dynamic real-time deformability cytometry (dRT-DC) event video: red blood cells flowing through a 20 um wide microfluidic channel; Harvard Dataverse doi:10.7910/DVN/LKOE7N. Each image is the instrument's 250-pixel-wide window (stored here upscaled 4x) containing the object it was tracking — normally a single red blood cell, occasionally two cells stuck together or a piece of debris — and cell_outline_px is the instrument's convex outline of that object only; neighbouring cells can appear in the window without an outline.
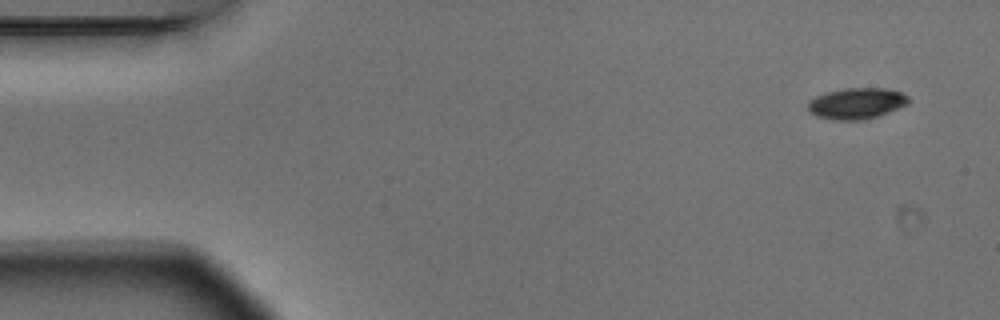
{"species": "Egyptian fruit bat (a non-hibernating species)", "species_latin": "Rousettus aegyptiacus", "temperature_condition": "warm", "stored_images_in_passage": 6, "camera_frame_rate_fps": 3000, "um_per_image_px": 0.085, "animal": {"sex": "male"}, "frame": {"image": 1, "passage_image": 1, "time_ms": 0.0, "image_size_px": [1000, 320], "cell_outline_px": [[912, 100], [908, 104], [900, 108], [876, 116], [860, 120], [832, 120], [816, 116], [808, 108], [808, 100], [816, 96], [828, 92], [844, 88], [888, 88], [900, 92], [908, 96]], "centroid_in_image_um": [72.84, 8.78], "position_along_channel_um": 12.2, "area_um2": 18.26}}
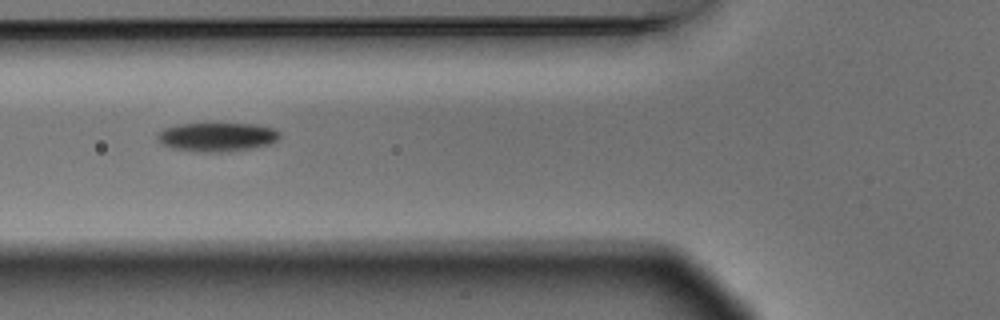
{"frame": {"image": 2, "passage_image": 5, "time_ms": 1.333, "image_size_px": [1000, 320], "cell_outline_px": [[280, 136], [276, 140], [268, 144], [248, 148], [216, 152], [196, 152], [172, 148], [164, 144], [156, 136], [164, 128], [180, 124], [256, 124], [276, 128], [280, 132]], "centroid_in_image_um": [18.46, 11.63], "position_along_channel_um": 107.3, "area_um2": 20.23}}
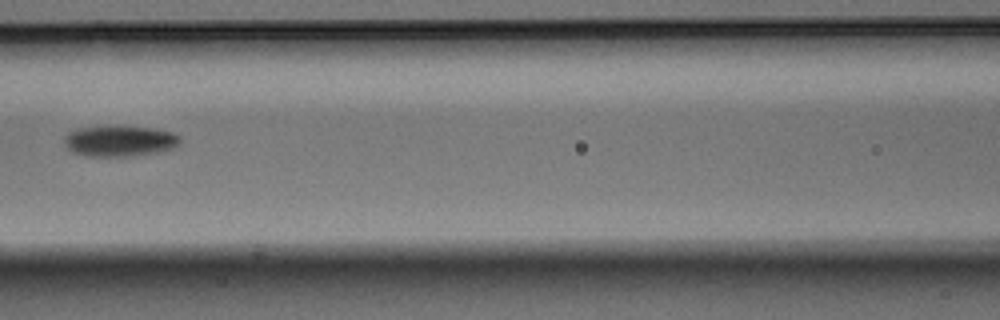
{"frame": {"image": 3, "passage_image": 6, "time_ms": 1.667, "image_size_px": [1000, 320], "cell_outline_px": [[180, 140], [172, 148], [160, 152], [132, 156], [84, 156], [72, 152], [64, 144], [64, 136], [68, 132], [80, 128], [120, 124], [156, 128], [172, 132], [180, 136]], "centroid_in_image_um": [10.16, 11.96], "position_along_channel_um": 156.4, "area_um2": 21.39}}